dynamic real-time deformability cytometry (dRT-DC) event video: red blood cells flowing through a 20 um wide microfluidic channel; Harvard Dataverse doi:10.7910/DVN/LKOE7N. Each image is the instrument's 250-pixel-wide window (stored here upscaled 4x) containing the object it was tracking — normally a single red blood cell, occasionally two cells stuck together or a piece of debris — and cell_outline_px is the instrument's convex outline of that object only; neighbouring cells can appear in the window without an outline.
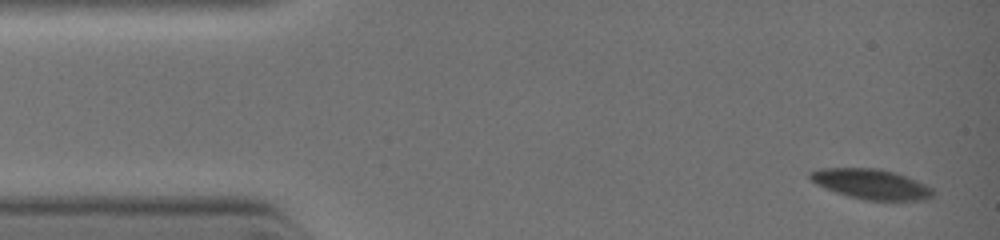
{"species": "common noctule bat (a hibernating species)", "species_latin": "Nyctalus noctula", "temperature_condition": "warm", "stored_images_in_passage": 9, "camera_frame_rate_fps": 3000, "um_per_image_px": 0.085, "animal": {"sex": "female", "body_mass_g": 19.0, "forearm_length_mm": 51.5}, "frame": {"image": 1, "passage_image": 1, "time_ms": 0.0, "image_size_px": [1000, 240], "cell_outline_px": [[932, 196], [928, 200], [864, 200], [848, 196], [824, 188], [816, 184], [808, 176], [808, 172], [820, 168], [880, 168], [916, 180], [932, 188]], "centroid_in_image_um": [74.01, 15.65], "position_along_channel_um": 11.0, "area_um2": 21.44}}
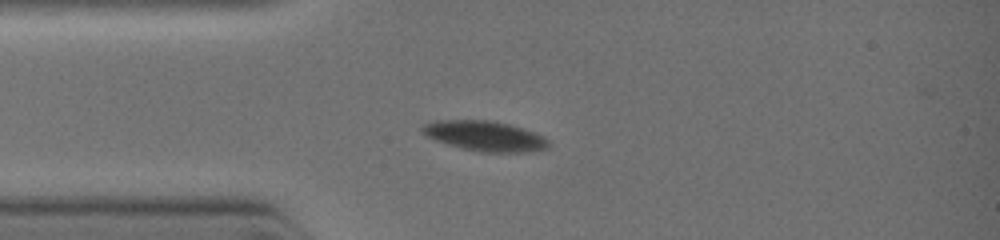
{"frame": {"image": 2, "passage_image": 8, "time_ms": 2.333, "image_size_px": [1000, 240], "cell_outline_px": [[548, 144], [544, 148], [532, 152], [480, 152], [460, 148], [436, 140], [428, 136], [420, 128], [424, 124], [436, 120], [492, 120], [508, 124], [544, 136], [548, 140]], "centroid_in_image_um": [41.2, 11.56], "position_along_channel_um": 43.8, "area_um2": 21.91}}